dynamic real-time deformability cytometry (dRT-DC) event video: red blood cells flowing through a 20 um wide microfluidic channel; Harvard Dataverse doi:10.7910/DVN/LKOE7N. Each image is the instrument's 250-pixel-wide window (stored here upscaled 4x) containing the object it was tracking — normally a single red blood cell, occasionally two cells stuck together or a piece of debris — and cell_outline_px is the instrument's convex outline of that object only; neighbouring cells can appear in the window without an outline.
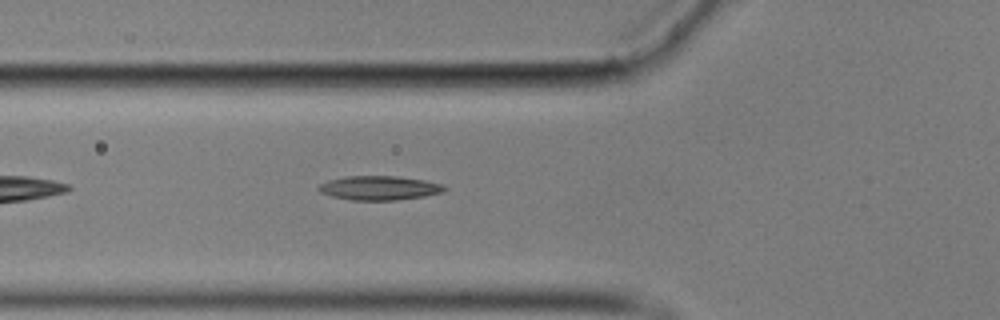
{"species": "common noctule bat (a hibernating species)", "species_latin": "Nyctalus noctula", "temperature_condition": "cold", "stored_images_in_passage": 42, "camera_frame_rate_fps": 3000, "um_per_image_px": 0.085, "animal": {"sex": "male", "body_mass_g": 17.9}, "frame": {"image": 1, "passage_image": 6, "time_ms": 1.667, "image_size_px": [1000, 320], "cell_outline_px": [[448, 188], [444, 192], [424, 196], [396, 200], [352, 200], [332, 196], [320, 192], [316, 188], [320, 184], [328, 180], [348, 176], [396, 176], [424, 180], [444, 184]], "centroid_in_image_um": [32.27, 15.97], "position_along_channel_um": 93.5, "area_um2": 17.74}}
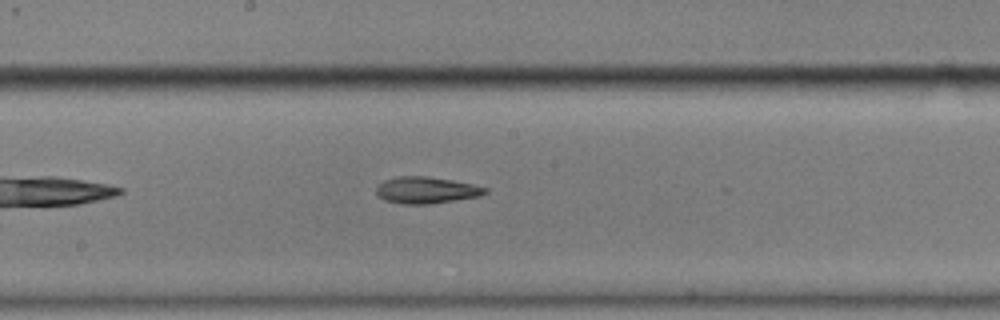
{"frame": {"image": 2, "passage_image": 16, "time_ms": 5.0, "image_size_px": [1000, 320], "cell_outline_px": [[488, 192], [480, 196], [428, 204], [400, 204], [384, 200], [376, 192], [376, 188], [384, 180], [400, 176], [428, 176], [452, 180], [472, 184], [488, 188]], "centroid_in_image_um": [36.24, 16.16], "position_along_channel_um": 212.0, "area_um2": 16.82}}
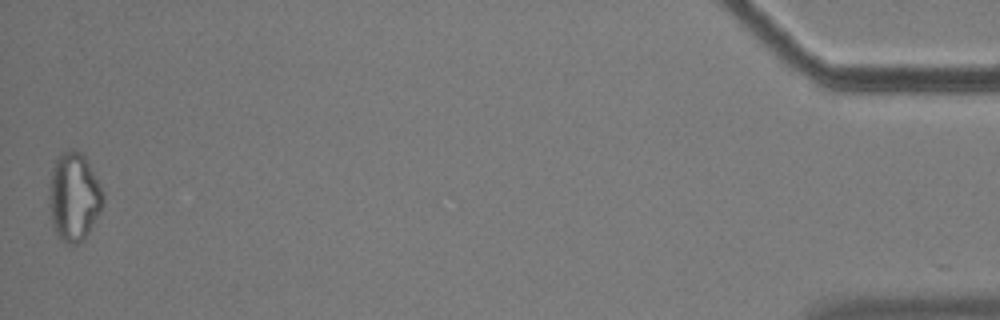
{"frame": {"image": 3, "passage_image": 42, "time_ms": 13.667, "image_size_px": [1000, 320], "cell_outline_px": [[104, 204], [100, 212], [84, 240], [76, 244], [68, 244], [56, 236], [52, 224], [48, 196], [52, 168], [60, 152], [68, 148], [72, 148], [80, 152], [84, 156], [104, 192]], "centroid_in_image_um": [6.28, 16.74], "position_along_channel_um": 428.9, "area_um2": 28.03}}